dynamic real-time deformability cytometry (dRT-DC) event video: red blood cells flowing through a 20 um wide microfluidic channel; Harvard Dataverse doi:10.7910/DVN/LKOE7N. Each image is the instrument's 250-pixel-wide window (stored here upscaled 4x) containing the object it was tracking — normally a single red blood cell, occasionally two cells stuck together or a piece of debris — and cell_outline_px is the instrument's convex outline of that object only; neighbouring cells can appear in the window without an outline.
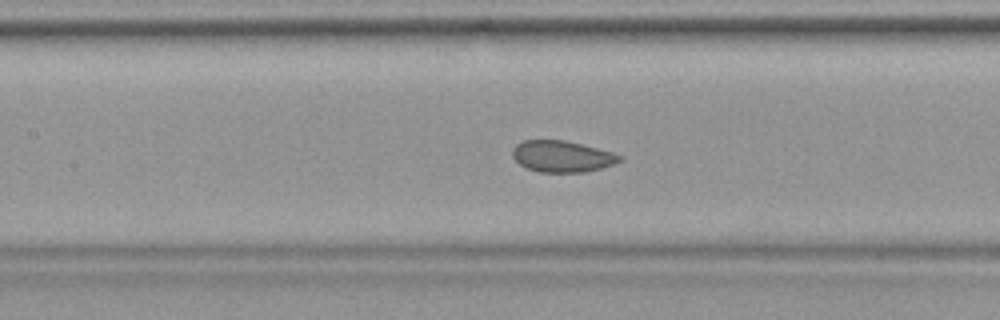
{"species": "common noctule bat (a hibernating species)", "species_latin": "Nyctalus noctula", "temperature_condition": "warm", "stored_images_in_passage": 31, "camera_frame_rate_fps": 3000, "um_per_image_px": 0.085, "animal": {"sex": "female", "body_mass_g": 19.9}, "frame": {"image": 1, "passage_image": 14, "time_ms": 4.333, "image_size_px": [1000, 320], "cell_outline_px": [[624, 160], [600, 168], [584, 172], [540, 172], [528, 168], [520, 164], [512, 156], [512, 148], [516, 144], [524, 140], [564, 140], [612, 152], [624, 156]], "centroid_in_image_um": [47.77, 13.29], "position_along_channel_um": 159.6, "area_um2": 19.48}}